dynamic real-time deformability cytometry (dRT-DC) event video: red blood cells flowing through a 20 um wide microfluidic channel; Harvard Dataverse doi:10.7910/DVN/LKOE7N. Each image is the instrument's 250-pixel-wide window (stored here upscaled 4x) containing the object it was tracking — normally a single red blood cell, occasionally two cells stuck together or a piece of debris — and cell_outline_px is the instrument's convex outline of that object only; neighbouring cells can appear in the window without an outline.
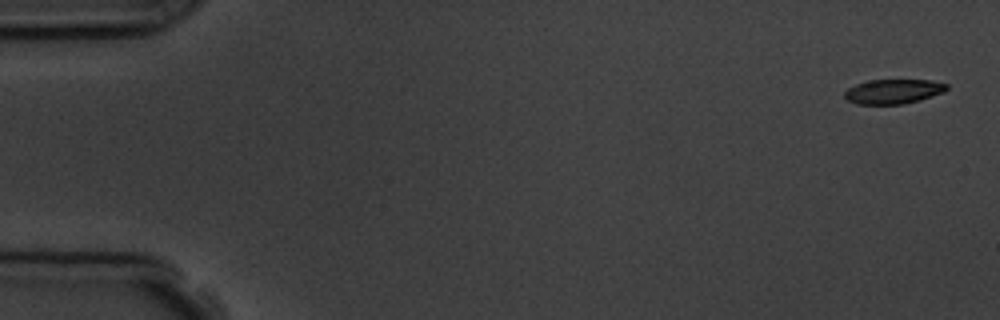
{"species": "common noctule bat (a hibernating species)", "species_latin": "Nyctalus noctula", "temperature_condition": "room temperature", "stored_images_in_passage": 6, "segment_of_instrument_passage": [2, 2], "camera_frame_rate_fps": 3000, "um_per_image_px": 0.085, "animal": {"sex": "male", "body_mass_g": 19.5, "forearm_length_mm": 54.6}, "frame": {"image": 1, "passage_image": 6, "time_ms": 5.667, "image_size_px": [1000, 320], "cell_outline_px": [[948, 88], [944, 92], [920, 100], [904, 104], [856, 104], [848, 100], [844, 96], [844, 92], [848, 88], [856, 84], [872, 80], [928, 80], [948, 84]], "centroid_in_image_um": [75.94, 7.78], "position_along_channel_um": 9.1, "area_um2": 14.57}}